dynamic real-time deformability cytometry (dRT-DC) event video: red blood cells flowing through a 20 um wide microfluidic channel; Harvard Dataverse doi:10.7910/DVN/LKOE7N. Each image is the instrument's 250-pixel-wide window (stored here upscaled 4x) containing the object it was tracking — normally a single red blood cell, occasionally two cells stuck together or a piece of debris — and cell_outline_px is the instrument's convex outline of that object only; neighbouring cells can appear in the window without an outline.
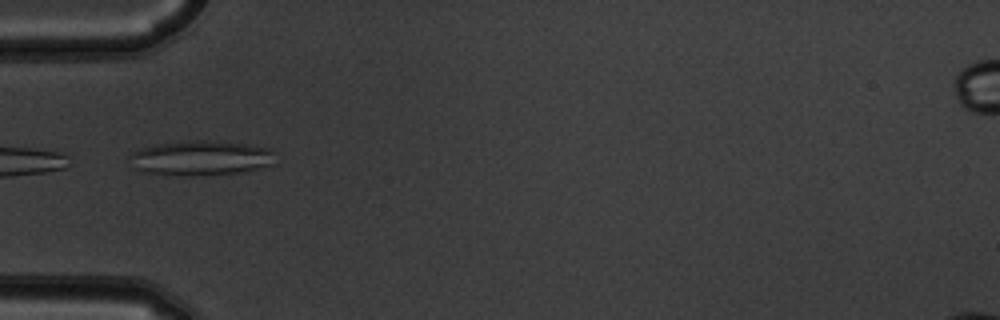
{"species": "common noctule bat (a hibernating species)", "species_latin": "Nyctalus noctula", "temperature_condition": "warm", "stored_images_in_passage": 8, "camera_frame_rate_fps": 3000, "um_per_image_px": 0.085, "animal": {"sex": "male", "body_mass_g": 19.5, "forearm_length_mm": 54.6}, "frame": {"image": 1, "passage_image": 5, "time_ms": 1.333, "image_size_px": [1000, 320], "cell_outline_px": [[276, 164], [240, 172], [192, 176], [176, 176], [144, 172], [132, 168], [128, 156], [132, 152], [156, 144], [188, 140], [204, 140], [248, 144], [272, 148]], "centroid_in_image_um": [17.06, 13.44], "position_along_channel_um": 67.9, "area_um2": 29.94}}
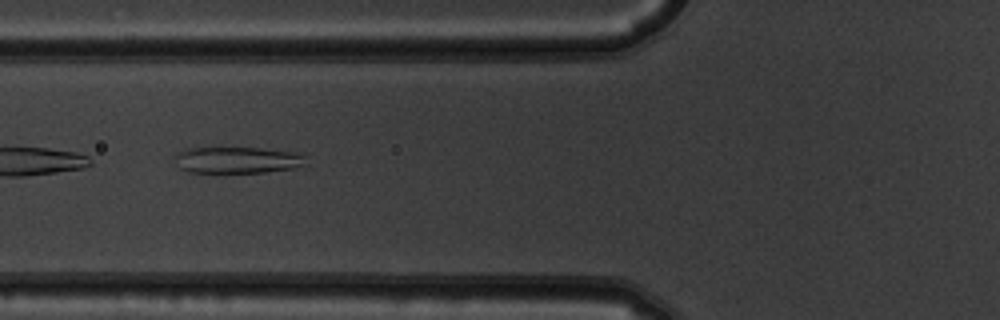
{"frame": {"image": 2, "passage_image": 6, "time_ms": 1.667, "image_size_px": [1000, 320], "cell_outline_px": [[304, 164], [292, 168], [264, 172], [188, 172], [180, 168], [172, 156], [176, 152], [184, 148], [260, 148], [296, 152], [304, 156]], "centroid_in_image_um": [20.08, 13.59], "position_along_channel_um": 105.7, "area_um2": 20.11}}